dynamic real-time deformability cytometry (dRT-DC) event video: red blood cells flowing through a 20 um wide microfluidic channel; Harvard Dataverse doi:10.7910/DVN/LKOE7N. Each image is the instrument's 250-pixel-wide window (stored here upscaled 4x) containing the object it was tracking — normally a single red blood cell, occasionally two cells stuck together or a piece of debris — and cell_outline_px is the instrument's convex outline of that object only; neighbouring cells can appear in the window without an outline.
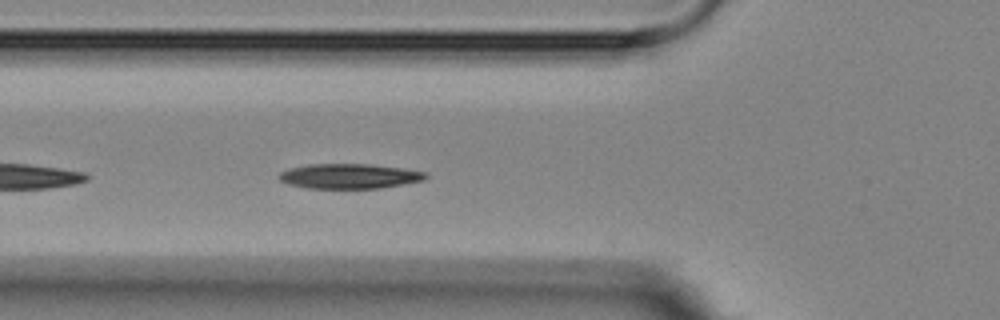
{"species": "Egyptian fruit bat (a non-hibernating species)", "species_latin": "Rousettus aegyptiacus", "temperature_condition": "room temperature", "stored_images_in_passage": 5, "camera_frame_rate_fps": 3000, "um_per_image_px": 0.085, "animal": {"sex": "female"}, "frame": {"image": 1, "passage_image": 5, "time_ms": 4.333, "image_size_px": [1000, 320], "cell_outline_px": [[428, 176], [424, 180], [380, 188], [308, 188], [288, 184], [280, 180], [276, 176], [280, 172], [288, 168], [308, 164], [368, 164], [404, 168], [428, 172]], "centroid_in_image_um": [29.68, 14.96], "position_along_channel_um": 96.1, "area_um2": 21.39}}